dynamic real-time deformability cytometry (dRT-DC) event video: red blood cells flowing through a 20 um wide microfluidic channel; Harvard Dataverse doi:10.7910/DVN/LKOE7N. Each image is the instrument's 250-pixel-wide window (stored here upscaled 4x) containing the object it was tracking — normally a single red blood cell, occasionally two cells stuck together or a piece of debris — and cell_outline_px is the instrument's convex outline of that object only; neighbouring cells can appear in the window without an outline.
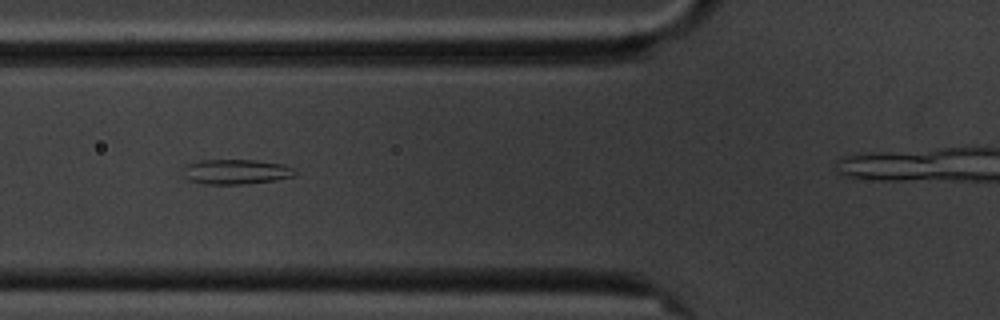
{"species": "common noctule bat (a hibernating species)", "species_latin": "Nyctalus noctula", "temperature_condition": "cold", "stored_images_in_passage": 7, "camera_frame_rate_fps": 3000, "um_per_image_px": 0.085, "animal": {"sex": "male", "body_mass_g": 20.1, "forearm_length_mm": 53.5}, "frame": {"image": 1, "passage_image": 3, "time_ms": 2.333, "image_size_px": [1000, 320], "cell_outline_px": [[296, 176], [276, 180], [244, 184], [204, 184], [192, 180], [184, 176], [184, 168], [188, 164], [200, 160], [256, 160], [284, 164], [292, 168], [296, 172]], "centroid_in_image_um": [20.11, 14.59], "position_along_channel_um": 105.7, "area_um2": 16.18}}